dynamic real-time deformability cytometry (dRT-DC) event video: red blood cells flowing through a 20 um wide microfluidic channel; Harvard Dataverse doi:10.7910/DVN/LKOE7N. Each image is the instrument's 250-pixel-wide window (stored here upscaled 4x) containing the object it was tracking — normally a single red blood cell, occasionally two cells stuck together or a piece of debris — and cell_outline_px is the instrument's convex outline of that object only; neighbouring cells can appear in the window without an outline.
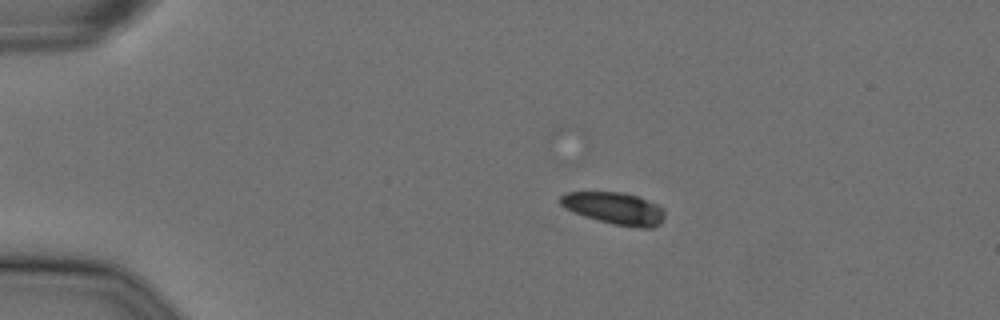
{"species": "Egyptian fruit bat (a non-hibernating species)", "species_latin": "Rousettus aegyptiacus", "temperature_condition": "cold", "stored_images_in_passage": 57, "camera_frame_rate_fps": 3000, "um_per_image_px": 0.085, "animal": {"sex": "female"}, "frame": {"image": 1, "passage_image": 12, "time_ms": 3.667, "image_size_px": [1000, 320], "cell_outline_px": [[664, 216], [660, 224], [652, 228], [640, 228], [612, 224], [584, 216], [564, 208], [560, 204], [560, 196], [564, 192], [624, 192], [660, 204], [664, 212]], "centroid_in_image_um": [52.24, 17.7], "position_along_channel_um": 32.8, "area_um2": 19.65}}
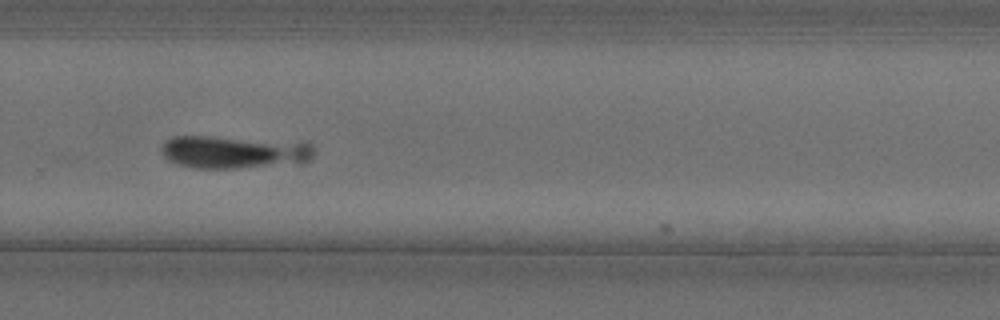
{"frame": {"image": 2, "passage_image": 40, "time_ms": 13.0, "image_size_px": [1000, 320], "cell_outline_px": [[312, 156], [308, 160], [300, 164], [236, 168], [192, 168], [176, 164], [168, 160], [164, 156], [160, 148], [168, 140], [176, 136], [208, 136], [308, 140], [312, 144]], "centroid_in_image_um": [20.0, 12.9], "position_along_channel_um": 309.8, "area_um2": 30.06}}
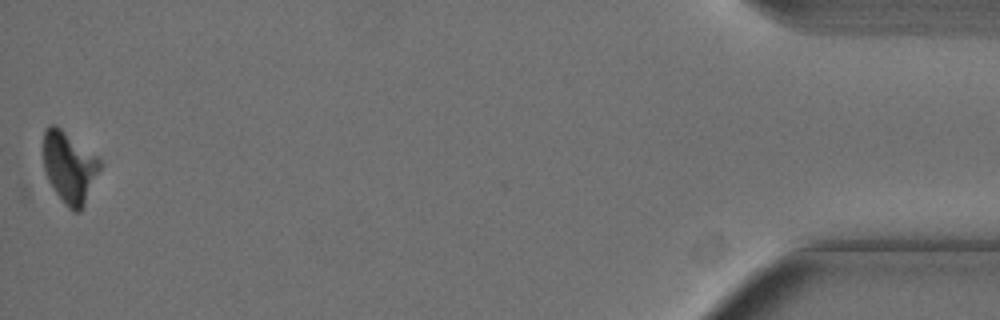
{"frame": {"image": 3, "passage_image": 57, "time_ms": 18.667, "image_size_px": [1000, 320], "cell_outline_px": [[100, 168], [84, 204], [80, 212], [76, 212], [68, 208], [64, 204], [52, 188], [48, 180], [44, 168], [44, 128], [48, 124], [56, 124], [100, 160]], "centroid_in_image_um": [5.85, 14.21], "position_along_channel_um": 429.3, "area_um2": 23.12}}